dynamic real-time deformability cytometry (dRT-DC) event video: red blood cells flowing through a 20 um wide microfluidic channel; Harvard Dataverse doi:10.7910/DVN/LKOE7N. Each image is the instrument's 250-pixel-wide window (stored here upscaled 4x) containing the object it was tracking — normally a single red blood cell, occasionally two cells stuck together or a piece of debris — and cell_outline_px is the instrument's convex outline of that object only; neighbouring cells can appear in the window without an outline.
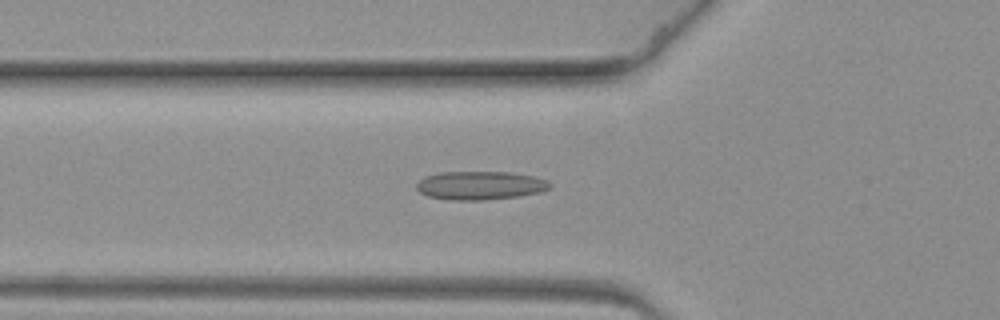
{"species": "common noctule bat (a hibernating species)", "species_latin": "Nyctalus noctula", "temperature_condition": "warm", "stored_images_in_passage": 62, "camera_frame_rate_fps": 3000, "um_per_image_px": 0.085, "animal": {"sex": "female", "body_mass_g": 19.3, "forearm_length_mm": 54.1}, "frame": {"image": 1, "passage_image": 22, "time_ms": 7.0, "image_size_px": [1000, 320], "cell_outline_px": [[552, 188], [540, 192], [520, 196], [484, 200], [448, 200], [428, 196], [420, 192], [416, 188], [416, 184], [424, 176], [440, 172], [512, 172], [532, 176], [548, 180], [552, 184]], "centroid_in_image_um": [40.83, 15.76], "position_along_channel_um": 85.0, "area_um2": 22.37}}
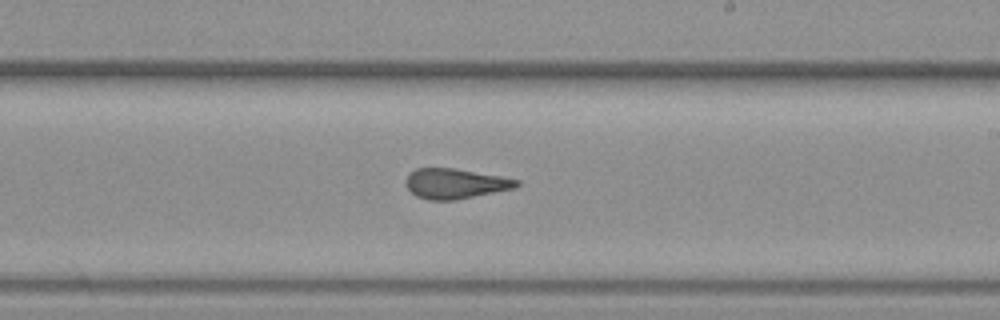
{"frame": {"image": 2, "passage_image": 37, "time_ms": 12.0, "image_size_px": [1000, 320], "cell_outline_px": [[520, 184], [516, 188], [456, 200], [428, 200], [416, 196], [408, 188], [408, 176], [416, 168], [456, 168], [500, 176], [520, 180]], "centroid_in_image_um": [38.76, 15.61], "position_along_channel_um": 250.2, "area_um2": 19.31}}
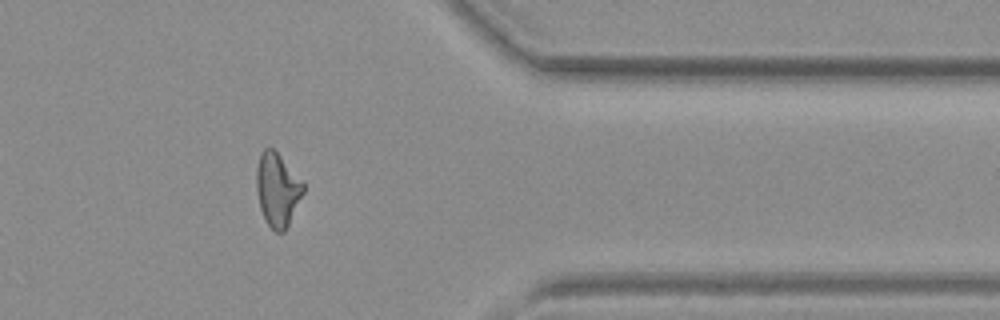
{"frame": {"image": 3, "passage_image": 51, "time_ms": 16.667, "image_size_px": [1000, 320], "cell_outline_px": [[304, 192], [284, 232], [276, 232], [268, 224], [260, 208], [256, 188], [256, 168], [260, 152], [264, 148], [272, 148], [304, 180]], "centroid_in_image_um": [23.58, 16.08], "position_along_channel_um": 387.8, "area_um2": 20.0}}